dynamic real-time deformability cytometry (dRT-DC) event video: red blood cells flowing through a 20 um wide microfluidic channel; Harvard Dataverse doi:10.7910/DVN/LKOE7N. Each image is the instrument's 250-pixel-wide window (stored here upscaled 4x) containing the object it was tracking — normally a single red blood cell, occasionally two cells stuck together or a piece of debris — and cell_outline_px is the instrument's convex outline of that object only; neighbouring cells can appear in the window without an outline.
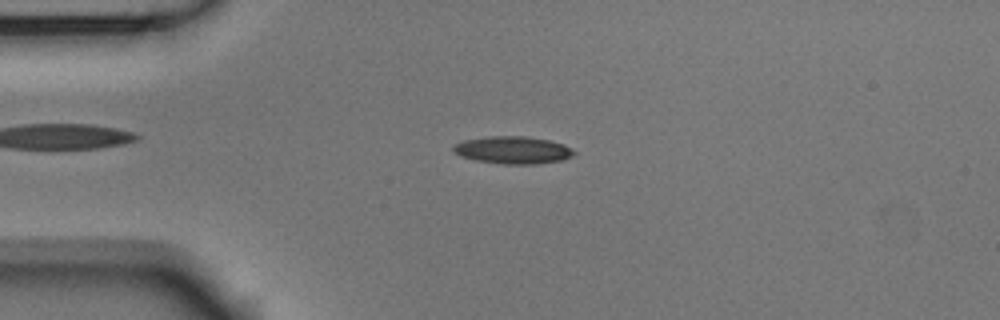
{"species": "Egyptian fruit bat (a non-hibernating species)", "species_latin": "Rousettus aegyptiacus", "temperature_condition": "room temperature", "stored_images_in_passage": 53, "camera_frame_rate_fps": 3000, "um_per_image_px": 0.085, "animal": {"sex": "male"}, "frame": {"image": 1, "passage_image": 12, "time_ms": 3.667, "image_size_px": [1000, 320], "cell_outline_px": [[576, 152], [572, 156], [560, 160], [536, 164], [504, 164], [476, 160], [460, 156], [452, 148], [456, 144], [464, 140], [484, 136], [524, 136], [548, 140], [564, 144], [572, 148]], "centroid_in_image_um": [43.61, 12.75], "position_along_channel_um": 41.4, "area_um2": 19.19}}
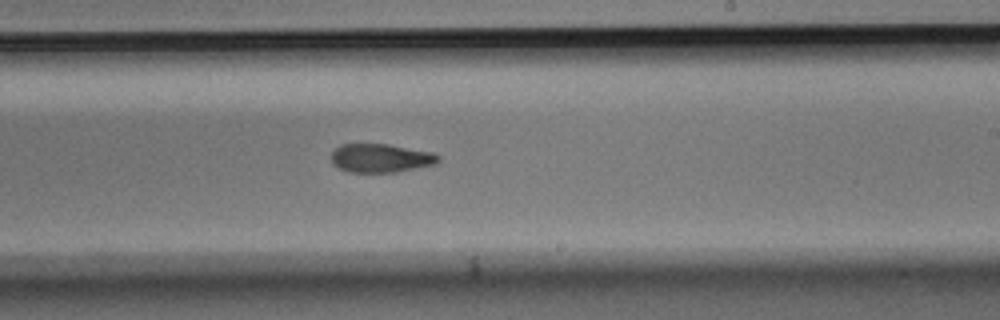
{"frame": {"image": 2, "passage_image": 31, "time_ms": 10.0, "image_size_px": [1000, 320], "cell_outline_px": [[440, 160], [436, 164], [396, 172], [348, 172], [332, 164], [332, 152], [340, 144], [388, 144], [432, 152], [440, 156]], "centroid_in_image_um": [32.37, 13.44], "position_along_channel_um": 256.6, "area_um2": 17.86}}
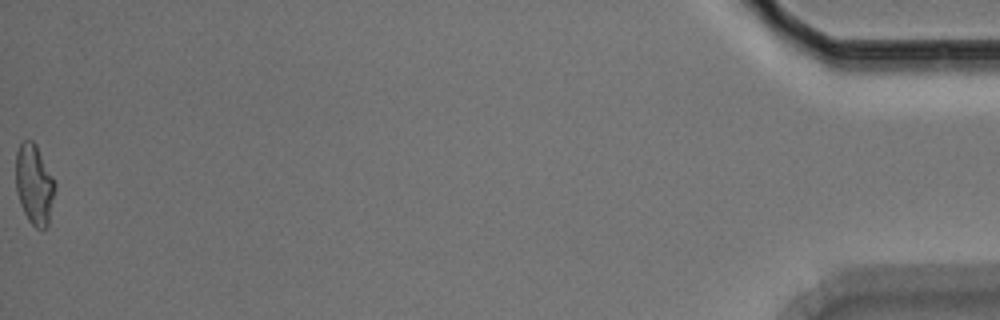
{"frame": {"image": 3, "passage_image": 53, "time_ms": 17.333, "image_size_px": [1000, 320], "cell_outline_px": [[56, 188], [48, 228], [36, 228], [28, 220], [20, 204], [16, 192], [16, 152], [20, 144], [24, 140], [32, 140], [36, 144], [56, 184]], "centroid_in_image_um": [2.92, 15.7], "position_along_channel_um": 432.3, "area_um2": 18.44}, "authors_computed_cell_mechanics": {"area_um2": 18.4382, "velocity_mm_per_s": 3.7628, "shape_relaxation_time_tau1_ms": 4.619, "shape_relaxation_time_tau2_ms": 4.4131, "deformation_change_tau1": 0.1548, "deformation_change_tau2": 0.1282}}